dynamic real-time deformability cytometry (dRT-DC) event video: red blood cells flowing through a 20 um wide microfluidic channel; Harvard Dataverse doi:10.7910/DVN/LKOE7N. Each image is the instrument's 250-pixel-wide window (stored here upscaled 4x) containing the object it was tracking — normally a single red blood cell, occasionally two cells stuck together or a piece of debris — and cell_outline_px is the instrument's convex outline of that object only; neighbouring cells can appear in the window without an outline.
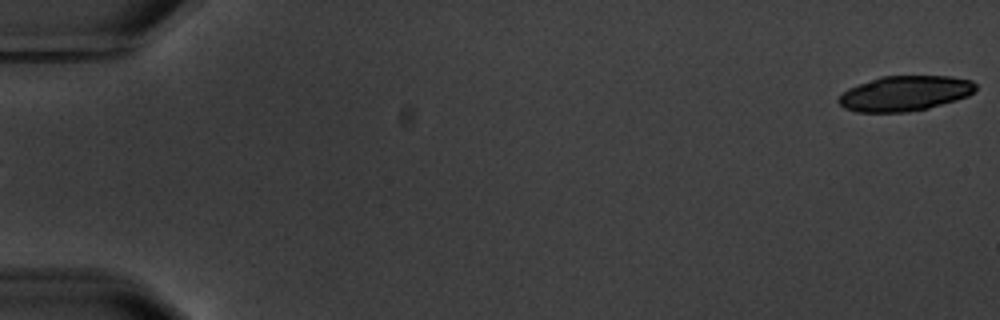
{"species": "common noctule bat (a hibernating species)", "species_latin": "Nyctalus noctula", "temperature_condition": "warm", "stored_images_in_passage": 6, "camera_frame_rate_fps": 3000, "um_per_image_px": 0.085, "animal": {"sex": "male", "body_mass_g": 20.1, "forearm_length_mm": 53.5}, "frame": {"image": 1, "passage_image": 6, "time_ms": 6.667, "image_size_px": [1000, 320], "cell_outline_px": [[976, 88], [968, 96], [956, 100], [928, 108], [908, 112], [856, 112], [844, 108], [836, 100], [848, 88], [856, 84], [880, 76], [952, 76], [972, 80], [976, 84]], "centroid_in_image_um": [76.9, 7.93], "position_along_channel_um": 8.1, "area_um2": 28.21}}